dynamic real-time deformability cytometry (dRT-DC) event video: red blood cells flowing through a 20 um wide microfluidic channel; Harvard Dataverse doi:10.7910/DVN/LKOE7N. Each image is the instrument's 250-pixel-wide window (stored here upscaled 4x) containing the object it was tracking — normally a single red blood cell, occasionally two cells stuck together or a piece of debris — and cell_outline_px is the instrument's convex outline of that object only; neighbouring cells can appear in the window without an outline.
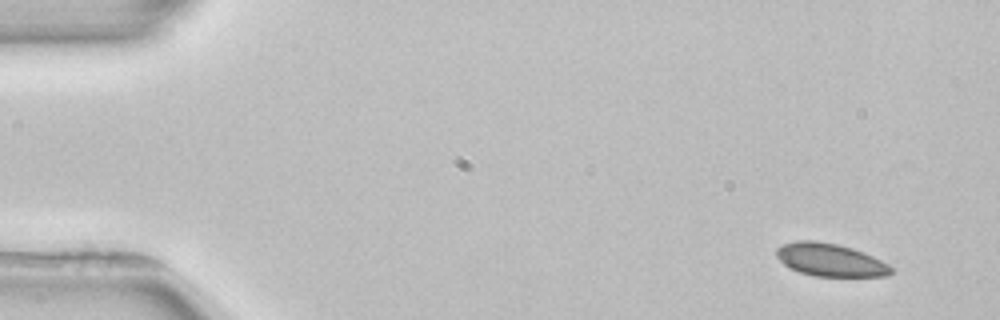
{"species": "common noctule bat (a hibernating species)", "species_latin": "Nyctalus noctula", "temperature_condition": "room temperature", "stored_images_in_passage": 3, "camera_frame_rate_fps": 3000, "um_per_image_px": 0.085, "animal": {"sex": "female", "body_mass_g": 22.7, "forearm_length_mm": 54.2}, "frame": {"image": 1, "passage_image": 1, "time_ms": 0.0, "image_size_px": [1000, 320], "cell_outline_px": [[892, 272], [888, 276], [816, 276], [800, 272], [784, 264], [776, 256], [776, 248], [784, 244], [796, 240], [816, 240], [836, 244], [852, 248], [864, 252], [888, 264], [892, 268]], "centroid_in_image_um": [70.56, 22.08], "position_along_channel_um": 14.4, "area_um2": 21.79}}
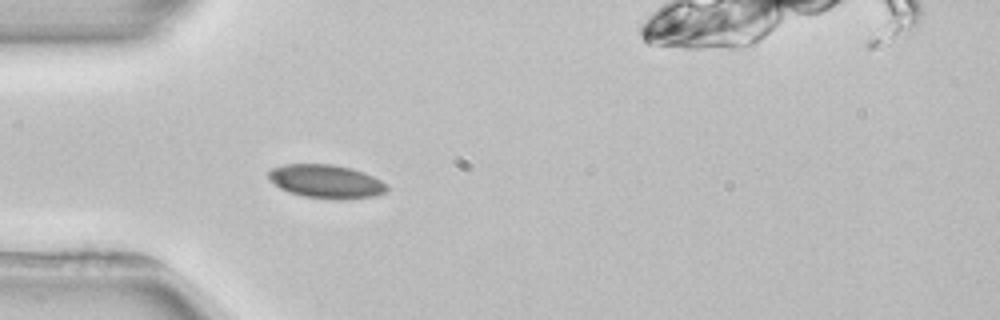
{"frame": {"image": 2, "passage_image": 3, "time_ms": 4.0, "image_size_px": [1000, 320], "cell_outline_px": [[388, 188], [384, 192], [376, 196], [340, 200], [304, 196], [288, 192], [280, 188], [268, 180], [268, 172], [272, 168], [284, 164], [332, 164], [352, 168], [364, 172], [388, 184]], "centroid_in_image_um": [27.71, 15.42], "position_along_channel_um": 57.3, "area_um2": 23.29}}